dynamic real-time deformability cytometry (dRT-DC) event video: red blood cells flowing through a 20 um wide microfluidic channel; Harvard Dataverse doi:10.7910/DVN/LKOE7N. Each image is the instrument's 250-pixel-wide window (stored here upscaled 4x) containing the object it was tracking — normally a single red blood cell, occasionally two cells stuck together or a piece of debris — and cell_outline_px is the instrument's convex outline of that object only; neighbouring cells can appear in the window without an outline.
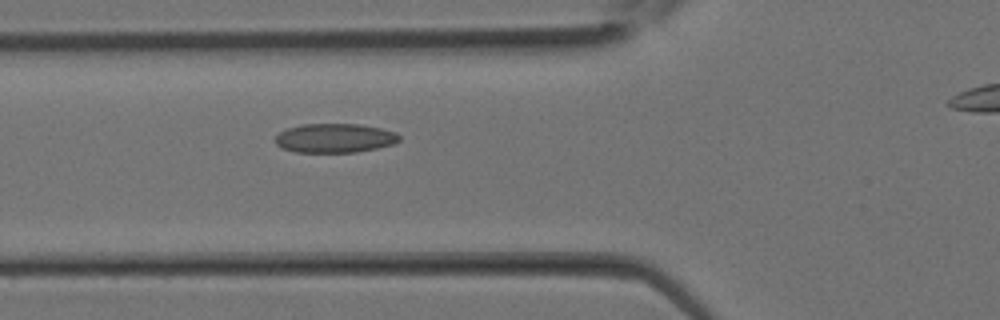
{"species": "Egyptian fruit bat (a non-hibernating species)", "species_latin": "Rousettus aegyptiacus", "temperature_condition": "room temperature", "stored_images_in_passage": 18, "camera_frame_rate_fps": 3000, "um_per_image_px": 0.085, "animal": {"sex": "female"}, "frame": {"image": 1, "passage_image": 2, "time_ms": 0.333, "image_size_px": [1000, 320], "cell_outline_px": [[400, 140], [392, 144], [376, 148], [356, 152], [296, 152], [280, 148], [276, 144], [276, 136], [280, 132], [288, 128], [304, 124], [360, 124], [380, 128], [396, 132], [400, 136]], "centroid_in_image_um": [28.45, 11.74], "position_along_channel_um": 97.3, "area_um2": 20.98}}
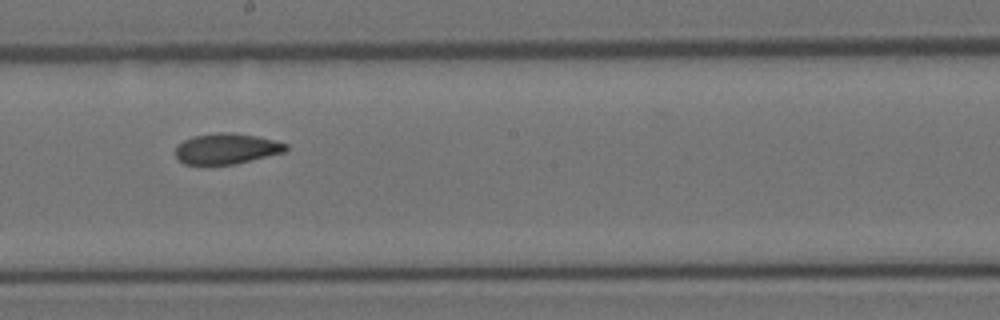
{"frame": {"image": 2, "passage_image": 8, "time_ms": 2.333, "image_size_px": [1000, 320], "cell_outline_px": [[288, 148], [284, 152], [232, 164], [184, 164], [176, 156], [176, 144], [192, 136], [216, 132], [232, 132], [256, 136], [288, 144]], "centroid_in_image_um": [19.22, 12.62], "position_along_channel_um": 229.0, "area_um2": 19.54}}
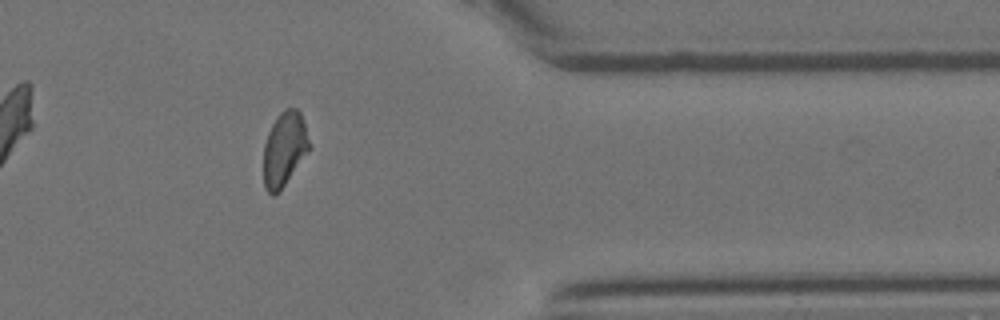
{"frame": {"image": 3, "passage_image": 16, "time_ms": 5.0, "image_size_px": [1000, 320], "cell_outline_px": [[308, 148], [284, 184], [272, 196], [264, 188], [264, 144], [268, 132], [276, 116], [284, 108], [296, 108], [300, 112], [304, 124], [308, 140]], "centroid_in_image_um": [24.11, 12.61], "position_along_channel_um": 387.3, "area_um2": 18.96}}